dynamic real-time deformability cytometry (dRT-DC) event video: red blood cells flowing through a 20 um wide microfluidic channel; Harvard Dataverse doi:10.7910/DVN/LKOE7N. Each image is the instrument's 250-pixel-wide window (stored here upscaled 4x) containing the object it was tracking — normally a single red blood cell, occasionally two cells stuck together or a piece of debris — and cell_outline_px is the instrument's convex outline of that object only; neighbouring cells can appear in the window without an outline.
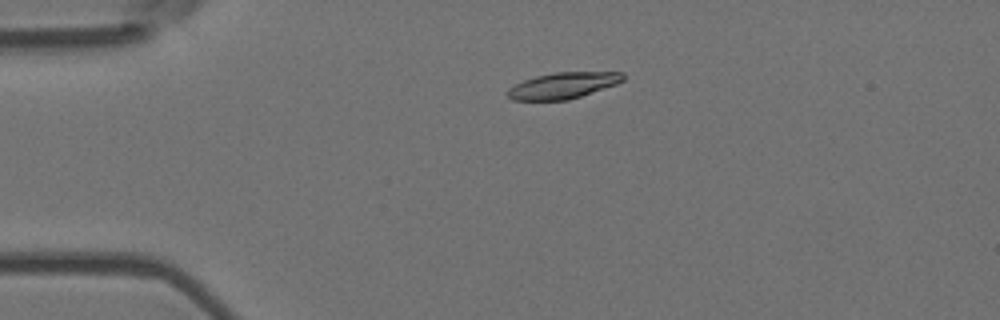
{"species": "Egyptian fruit bat (a non-hibernating species)", "species_latin": "Rousettus aegyptiacus", "temperature_condition": "room temperature", "stored_images_in_passage": 5, "camera_frame_rate_fps": 3000, "um_per_image_px": 0.085, "animal": {"sex": "female"}, "frame": {"image": 1, "passage_image": 4, "time_ms": 1.0, "image_size_px": [1000, 320], "cell_outline_px": [[624, 80], [616, 84], [568, 100], [512, 100], [508, 96], [508, 88], [524, 80], [536, 76], [556, 72], [624, 72]], "centroid_in_image_um": [47.86, 7.26], "position_along_channel_um": 37.1, "area_um2": 17.4}}